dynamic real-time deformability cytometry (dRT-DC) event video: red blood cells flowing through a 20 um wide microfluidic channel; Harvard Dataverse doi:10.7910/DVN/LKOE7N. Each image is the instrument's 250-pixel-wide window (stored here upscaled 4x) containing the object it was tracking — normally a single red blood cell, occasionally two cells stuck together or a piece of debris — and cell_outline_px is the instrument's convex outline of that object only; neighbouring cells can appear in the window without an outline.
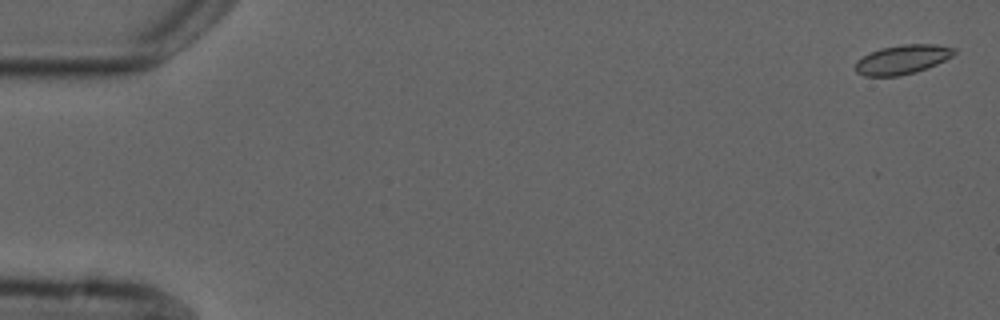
{"species": "common noctule bat (a hibernating species)", "species_latin": "Nyctalus noctula", "temperature_condition": "cold", "stored_images_in_passage": 6, "camera_frame_rate_fps": 3000, "um_per_image_px": 0.085, "animal": {"sex": "male", "forearm_length_mm": 52.5}, "frame": {"image": 1, "passage_image": 1, "time_ms": 0.0, "image_size_px": [1000, 320], "cell_outline_px": [[956, 52], [952, 56], [936, 64], [916, 72], [900, 76], [864, 76], [856, 72], [856, 60], [880, 48], [904, 44], [936, 44], [956, 48]], "centroid_in_image_um": [76.71, 5.06], "position_along_channel_um": 8.3, "area_um2": 16.76}}
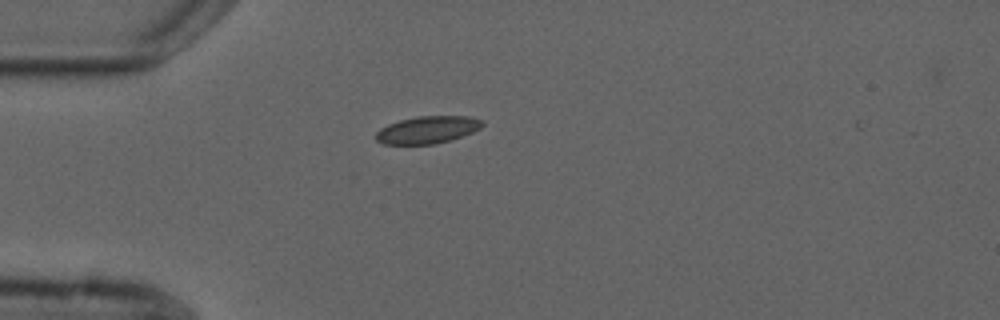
{"frame": {"image": 2, "passage_image": 5, "time_ms": 4.667, "image_size_px": [1000, 320], "cell_outline_px": [[484, 124], [480, 128], [472, 132], [436, 144], [384, 144], [376, 140], [376, 132], [380, 128], [388, 124], [400, 120], [416, 116], [468, 116], [484, 120]], "centroid_in_image_um": [36.33, 11.02], "position_along_channel_um": 48.7, "area_um2": 16.88}}